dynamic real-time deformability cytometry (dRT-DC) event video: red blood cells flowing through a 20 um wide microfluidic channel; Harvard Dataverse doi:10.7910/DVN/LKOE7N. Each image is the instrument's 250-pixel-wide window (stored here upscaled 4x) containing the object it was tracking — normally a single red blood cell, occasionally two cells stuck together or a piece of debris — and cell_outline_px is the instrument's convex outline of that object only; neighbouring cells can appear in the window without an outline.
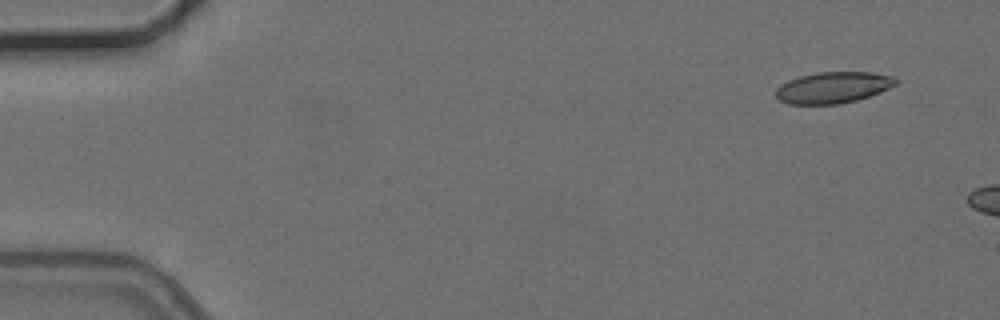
{"species": "common noctule bat (a hibernating species)", "species_latin": "Nyctalus noctula", "temperature_condition": "cold", "stored_images_in_passage": 3, "camera_frame_rate_fps": 3000, "um_per_image_px": 0.085, "animal": {"sex": "female", "body_mass_g": 24.6, "forearm_length_mm": 56.2}, "frame": {"image": 1, "passage_image": 1, "time_ms": 0.0, "image_size_px": [1000, 320], "cell_outline_px": [[900, 80], [896, 84], [880, 92], [856, 100], [840, 104], [788, 104], [780, 100], [776, 96], [776, 88], [788, 80], [800, 76], [816, 72], [872, 72], [896, 76]], "centroid_in_image_um": [70.84, 7.43], "position_along_channel_um": 14.2, "area_um2": 21.96}}